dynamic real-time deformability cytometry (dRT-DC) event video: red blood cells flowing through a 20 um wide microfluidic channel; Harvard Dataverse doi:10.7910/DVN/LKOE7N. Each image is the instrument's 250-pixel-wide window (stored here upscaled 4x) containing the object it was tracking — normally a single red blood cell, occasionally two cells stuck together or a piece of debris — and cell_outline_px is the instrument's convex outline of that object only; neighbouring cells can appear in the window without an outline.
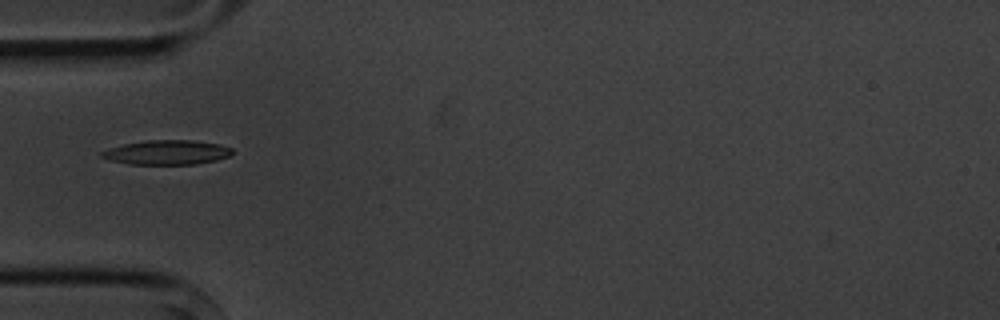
{"species": "common noctule bat (a hibernating species)", "species_latin": "Nyctalus noctula", "temperature_condition": "cold", "stored_images_in_passage": 3, "camera_frame_rate_fps": 3000, "um_per_image_px": 0.085, "animal": {"sex": "male", "body_mass_g": 20.1, "forearm_length_mm": 53.5}, "frame": {"image": 1, "passage_image": 1, "time_ms": 0.0, "image_size_px": [1000, 320], "cell_outline_px": [[232, 152], [228, 156], [216, 160], [196, 164], [128, 164], [108, 160], [100, 156], [100, 152], [108, 148], [124, 144], [148, 140], [192, 140], [220, 144], [232, 148]], "centroid_in_image_um": [14.15, 12.95], "position_along_channel_um": 70.8, "area_um2": 18.61}}
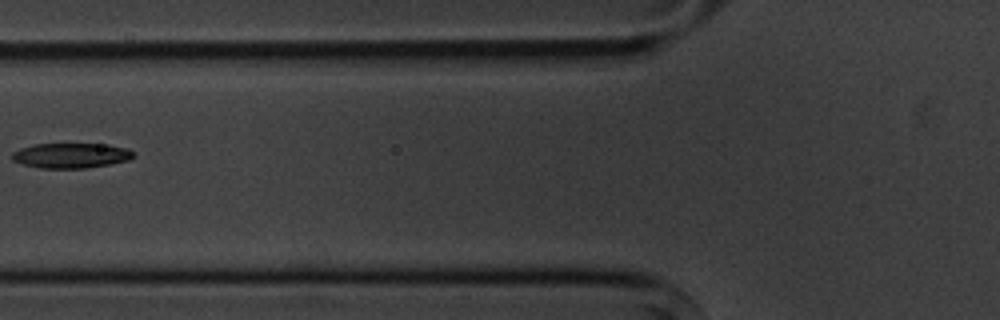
{"frame": {"image": 2, "passage_image": 2, "time_ms": 1.333, "image_size_px": [1000, 320], "cell_outline_px": [[136, 156], [128, 160], [112, 164], [84, 168], [40, 168], [24, 164], [12, 160], [12, 152], [20, 148], [36, 144], [108, 144], [128, 148], [136, 152]], "centroid_in_image_um": [6.1, 13.21], "position_along_channel_um": 119.7, "area_um2": 17.86}}
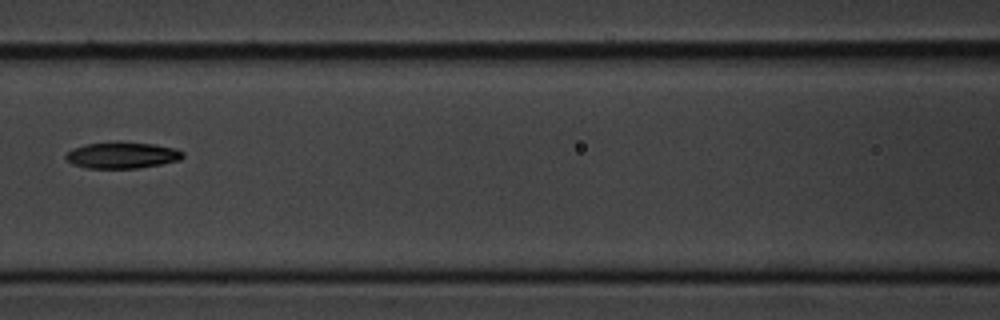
{"frame": {"image": 3, "passage_image": 3, "time_ms": 2.333, "image_size_px": [1000, 320], "cell_outline_px": [[184, 156], [180, 160], [160, 164], [136, 168], [88, 168], [72, 164], [64, 156], [72, 148], [84, 144], [116, 140], [156, 144], [176, 148], [184, 152]], "centroid_in_image_um": [10.38, 13.16], "position_along_channel_um": 156.2, "area_um2": 18.38}}